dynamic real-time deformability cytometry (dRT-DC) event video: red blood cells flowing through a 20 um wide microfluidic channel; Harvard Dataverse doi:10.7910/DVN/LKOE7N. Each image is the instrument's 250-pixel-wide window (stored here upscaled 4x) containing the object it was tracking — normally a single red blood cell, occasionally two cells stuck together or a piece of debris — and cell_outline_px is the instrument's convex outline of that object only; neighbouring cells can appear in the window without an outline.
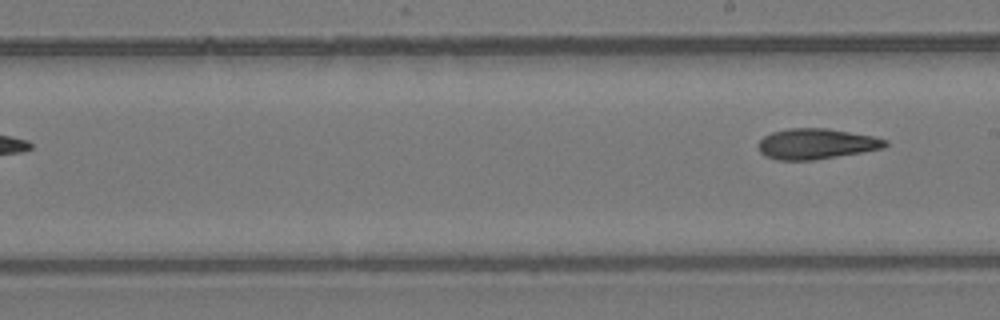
{"species": "common noctule bat (a hibernating species)", "species_latin": "Nyctalus noctula", "temperature_condition": "room temperature", "stored_images_in_passage": 7, "segment_of_instrument_passage": [2, 2], "camera_frame_rate_fps": 3000, "um_per_image_px": 0.085, "animal": {"sex": "female", "body_mass_g": 24.6, "forearm_length_mm": 56.2}, "frame": {"image": 1, "passage_image": 7, "time_ms": 7.0, "image_size_px": [1000, 320], "cell_outline_px": [[888, 144], [884, 148], [812, 160], [776, 160], [764, 156], [760, 152], [756, 144], [764, 136], [772, 132], [788, 128], [828, 128], [872, 136], [888, 140]], "centroid_in_image_um": [69.33, 12.22], "position_along_channel_um": 219.7, "area_um2": 22.6}}